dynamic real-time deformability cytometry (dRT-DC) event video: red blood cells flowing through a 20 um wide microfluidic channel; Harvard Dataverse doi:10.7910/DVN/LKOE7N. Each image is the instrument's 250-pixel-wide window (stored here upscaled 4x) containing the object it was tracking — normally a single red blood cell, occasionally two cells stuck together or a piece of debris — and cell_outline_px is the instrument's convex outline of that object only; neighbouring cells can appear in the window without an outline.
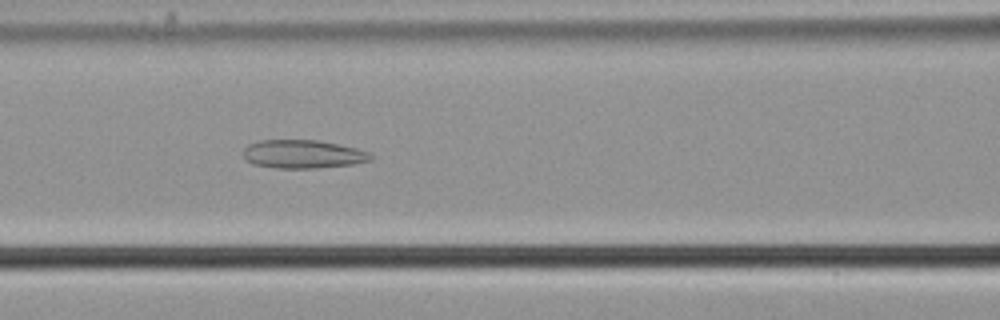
{"species": "common noctule bat (a hibernating species)", "species_latin": "Nyctalus noctula", "temperature_condition": "cold", "stored_images_in_passage": 44, "camera_frame_rate_fps": 3000, "um_per_image_px": 0.085, "animal": {"sex": "male", "body_mass_g": 21.5, "forearm_length_mm": 52.0}, "frame": {"image": 1, "passage_image": 21, "time_ms": 6.667, "image_size_px": [1000, 320], "cell_outline_px": [[372, 160], [352, 164], [316, 168], [276, 168], [252, 164], [244, 160], [244, 148], [248, 144], [260, 140], [320, 140], [356, 148], [368, 152], [372, 156]], "centroid_in_image_um": [25.71, 13.1], "position_along_channel_um": 140.9, "area_um2": 21.15}}
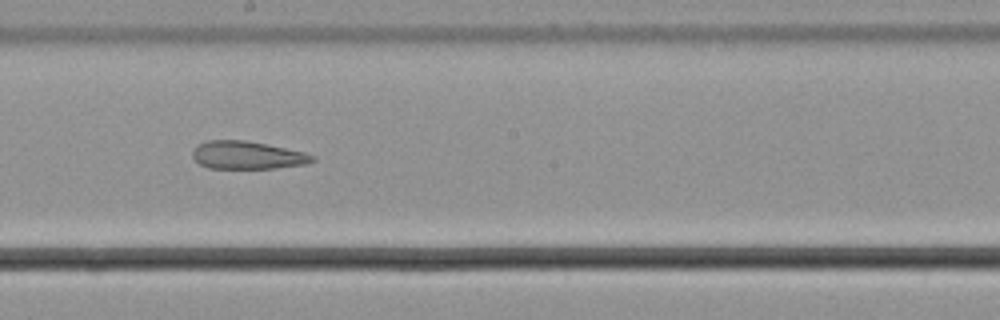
{"frame": {"image": 2, "passage_image": 28, "time_ms": 9.0, "image_size_px": [1000, 320], "cell_outline_px": [[316, 160], [304, 164], [276, 168], [208, 168], [200, 164], [192, 156], [192, 152], [200, 144], [208, 140], [244, 140], [304, 152], [316, 156]], "centroid_in_image_um": [21.03, 13.19], "position_along_channel_um": 227.2, "area_um2": 19.19}}
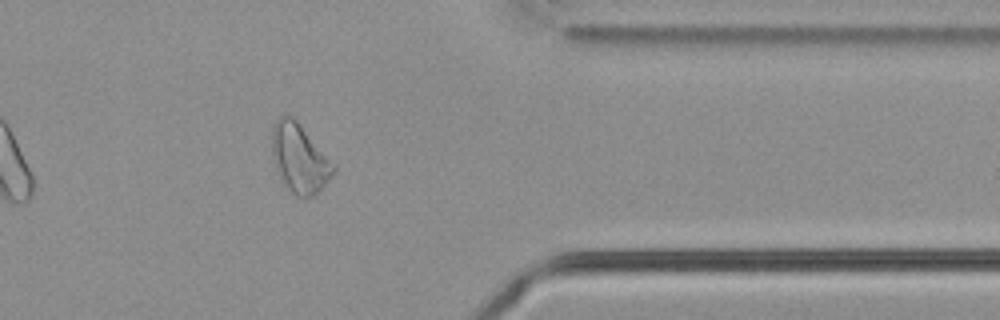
{"frame": {"image": 3, "passage_image": 42, "time_ms": 13.667, "image_size_px": [1000, 320], "cell_outline_px": [[336, 172], [312, 196], [296, 196], [280, 180], [272, 156], [272, 124], [284, 112], [292, 116], [296, 120], [336, 168]], "centroid_in_image_um": [25.4, 13.43], "position_along_channel_um": 386.0, "area_um2": 24.16}, "authors_computed_cell_mechanics": {"area_um2": 22.6287, "velocity_mm_per_s": 3.7057, "shape_relaxation_time_tau1_ms": null, "shape_relaxation_time_tau2_ms": 2.7425, "deformation_change_tau1": null, "deformation_change_tau2": 0.1014}}